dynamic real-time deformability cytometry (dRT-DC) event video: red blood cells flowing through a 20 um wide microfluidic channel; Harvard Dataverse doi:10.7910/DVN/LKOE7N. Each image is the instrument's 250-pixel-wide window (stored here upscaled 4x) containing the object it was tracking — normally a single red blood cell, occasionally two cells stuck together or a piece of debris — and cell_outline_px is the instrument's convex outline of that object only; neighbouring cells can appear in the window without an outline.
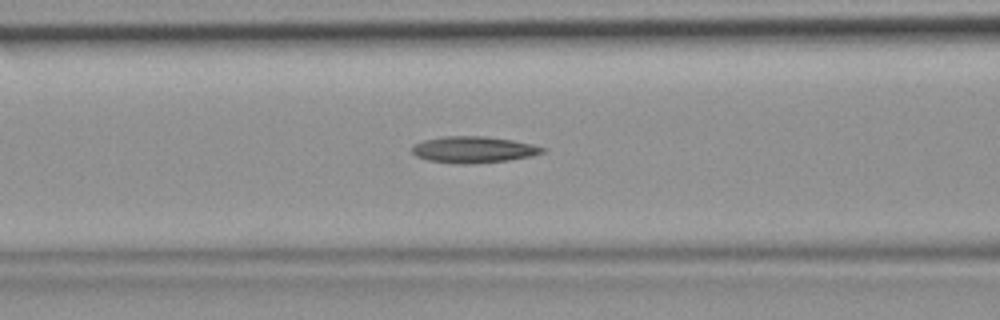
{"species": "common noctule bat (a hibernating species)", "species_latin": "Nyctalus noctula", "temperature_condition": "room temperature", "stored_images_in_passage": 31, "camera_frame_rate_fps": 3000, "um_per_image_px": 0.085, "animal": {"sex": "female", "body_mass_g": 19.9}, "frame": {"image": 1, "passage_image": 5, "time_ms": 1.333, "image_size_px": [1000, 320], "cell_outline_px": [[548, 148], [544, 152], [532, 156], [508, 160], [476, 164], [460, 164], [428, 160], [416, 156], [412, 152], [412, 144], [424, 140], [444, 136], [484, 136], [512, 140], [532, 144]], "centroid_in_image_um": [40.26, 12.72], "position_along_channel_um": 126.3, "area_um2": 20.23}}
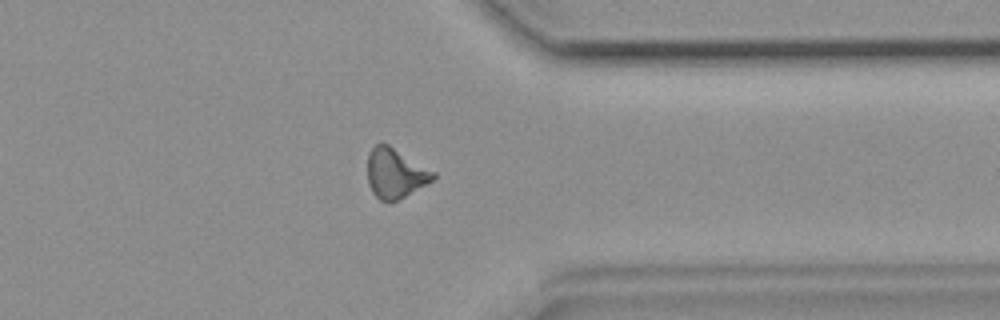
{"frame": {"image": 2, "passage_image": 22, "time_ms": 7.0, "image_size_px": [1000, 320], "cell_outline_px": [[436, 176], [432, 180], [404, 196], [396, 200], [380, 200], [372, 192], [368, 184], [368, 152], [380, 140], [388, 144], [436, 172]], "centroid_in_image_um": [33.57, 14.68], "position_along_channel_um": 377.8, "area_um2": 18.84}}
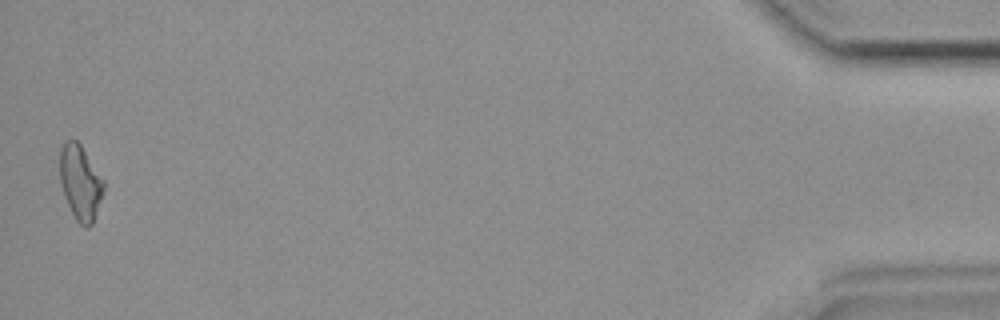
{"frame": {"image": 3, "passage_image": 31, "time_ms": 10.0, "image_size_px": [1000, 320], "cell_outline_px": [[104, 192], [92, 224], [88, 228], [84, 228], [76, 220], [64, 196], [60, 184], [60, 148], [64, 140], [76, 140], [80, 144], [104, 180]], "centroid_in_image_um": [6.82, 15.52], "position_along_channel_um": 428.4, "area_um2": 19.13}}